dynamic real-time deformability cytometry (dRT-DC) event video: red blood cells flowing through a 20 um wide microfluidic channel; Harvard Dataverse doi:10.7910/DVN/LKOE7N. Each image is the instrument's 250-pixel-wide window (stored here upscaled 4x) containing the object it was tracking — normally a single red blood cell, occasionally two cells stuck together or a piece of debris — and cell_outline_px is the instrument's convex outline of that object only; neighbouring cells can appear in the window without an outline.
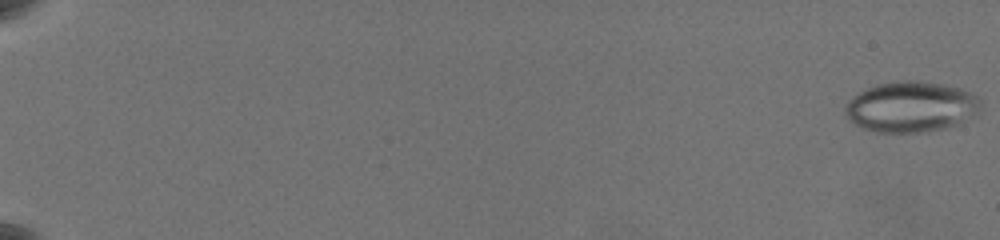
{"species": "common noctule bat (a hibernating species)", "species_latin": "Nyctalus noctula", "temperature_condition": "warm", "stored_images_in_passage": 31, "camera_frame_rate_fps": 3000, "um_per_image_px": 0.085, "animal": {"sex": "female", "body_mass_g": 19.5, "forearm_length_mm": 54.1}, "frame": {"image": 1, "passage_image": 1, "time_ms": 0.0, "image_size_px": [1000, 240], "cell_outline_px": [[980, 108], [976, 116], [960, 124], [948, 128], [928, 132], [876, 132], [864, 128], [856, 124], [844, 112], [844, 104], [848, 100], [860, 92], [876, 84], [900, 80], [920, 80], [944, 84], [960, 88], [972, 92], [980, 100]], "centroid_in_image_um": [77.49, 9.08], "position_along_channel_um": 7.5, "area_um2": 40.46}}